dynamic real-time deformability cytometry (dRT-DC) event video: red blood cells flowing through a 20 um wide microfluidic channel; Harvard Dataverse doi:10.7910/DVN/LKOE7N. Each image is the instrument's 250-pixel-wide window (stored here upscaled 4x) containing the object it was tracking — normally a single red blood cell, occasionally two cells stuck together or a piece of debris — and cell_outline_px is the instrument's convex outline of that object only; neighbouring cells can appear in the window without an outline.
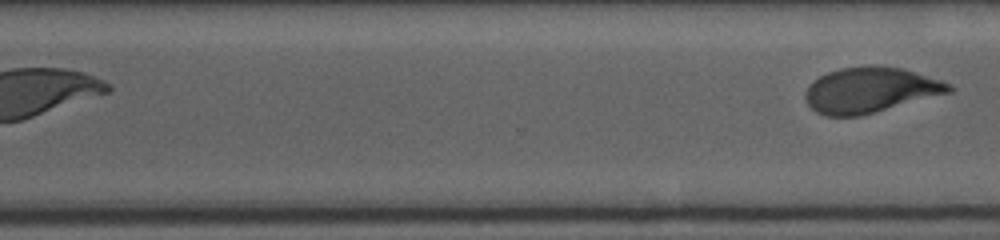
{"species": "human", "species_latin": "Homo sapiens", "temperature_condition": "cold", "stored_images_in_passage": 25, "segment_of_instrument_passage": [2, 2], "camera_frame_rate_fps": 3000, "um_per_image_px": 0.085, "donor": {"sex": "female"}, "frame": {"image": 1, "passage_image": 25, "time_ms": 9.333, "image_size_px": [1000, 240], "cell_outline_px": [[956, 88], [952, 92], [860, 116], [824, 116], [816, 112], [808, 104], [804, 96], [808, 88], [820, 76], [828, 72], [840, 68], [864, 64], [876, 64], [904, 68], [940, 80]], "centroid_in_image_um": [73.99, 7.64], "position_along_channel_um": 296.6, "area_um2": 38.21}}